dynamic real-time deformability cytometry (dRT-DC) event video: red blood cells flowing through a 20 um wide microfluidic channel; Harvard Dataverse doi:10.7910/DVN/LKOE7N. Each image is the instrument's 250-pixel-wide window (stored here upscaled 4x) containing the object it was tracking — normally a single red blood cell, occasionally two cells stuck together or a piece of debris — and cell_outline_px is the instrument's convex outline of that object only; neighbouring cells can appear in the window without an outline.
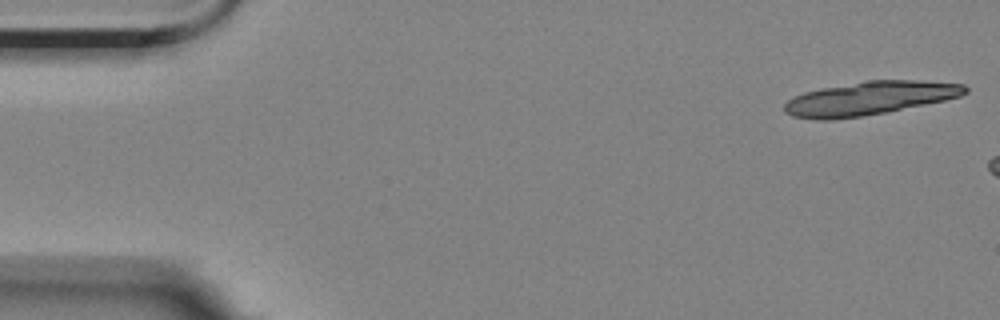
{"species": "Egyptian fruit bat (a non-hibernating species)", "species_latin": "Rousettus aegyptiacus", "temperature_condition": "room temperature", "stored_images_in_passage": 2, "camera_frame_rate_fps": 3000, "um_per_image_px": 0.085, "animal": {"sex": "female"}, "frame": {"image": 1, "passage_image": 1, "time_ms": 0.0, "image_size_px": [1000, 320], "cell_outline_px": [[968, 92], [960, 96], [944, 100], [888, 112], [832, 120], [816, 120], [792, 116], [784, 112], [784, 104], [788, 100], [804, 92], [864, 80], [920, 80], [964, 84], [968, 88]], "centroid_in_image_um": [73.91, 8.35], "position_along_channel_um": 11.1, "area_um2": 35.26}}